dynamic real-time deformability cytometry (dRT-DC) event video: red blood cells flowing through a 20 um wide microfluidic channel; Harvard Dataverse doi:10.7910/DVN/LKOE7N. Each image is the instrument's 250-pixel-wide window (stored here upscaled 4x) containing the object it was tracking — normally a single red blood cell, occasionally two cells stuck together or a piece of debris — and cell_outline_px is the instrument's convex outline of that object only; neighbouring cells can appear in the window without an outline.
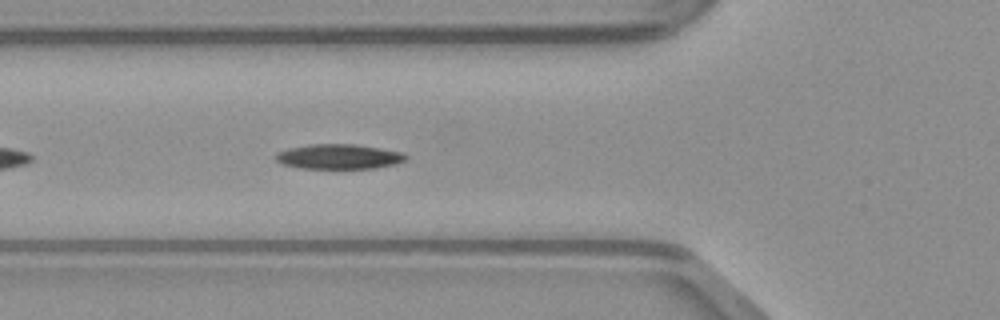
{"species": "common noctule bat (a hibernating species)", "species_latin": "Nyctalus noctula", "temperature_condition": "warm", "stored_images_in_passage": 38, "camera_frame_rate_fps": 3000, "um_per_image_px": 0.085, "animal": {"sex": "male", "body_mass_g": 23.1, "forearm_length_mm": 52.7}, "frame": {"image": 1, "passage_image": 6, "time_ms": 1.667, "image_size_px": [1000, 320], "cell_outline_px": [[408, 156], [404, 160], [396, 164], [376, 168], [300, 168], [284, 164], [276, 160], [276, 152], [288, 148], [308, 144], [356, 144], [404, 152]], "centroid_in_image_um": [28.82, 13.3], "position_along_channel_um": 97.0, "area_um2": 18.9}}
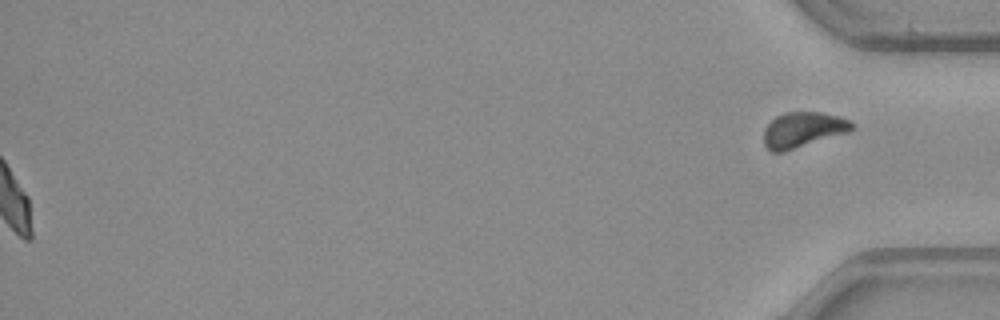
{"frame": {"image": 2, "passage_image": 38, "time_ms": 12.333, "image_size_px": [1000, 320], "cell_outline_px": [[856, 128], [848, 132], [784, 152], [772, 152], [764, 144], [764, 128], [776, 116], [784, 112], [820, 112], [836, 116], [848, 120], [856, 124]], "centroid_in_image_um": [68.25, 11.03], "position_along_channel_um": 366.9, "area_um2": 18.15}}